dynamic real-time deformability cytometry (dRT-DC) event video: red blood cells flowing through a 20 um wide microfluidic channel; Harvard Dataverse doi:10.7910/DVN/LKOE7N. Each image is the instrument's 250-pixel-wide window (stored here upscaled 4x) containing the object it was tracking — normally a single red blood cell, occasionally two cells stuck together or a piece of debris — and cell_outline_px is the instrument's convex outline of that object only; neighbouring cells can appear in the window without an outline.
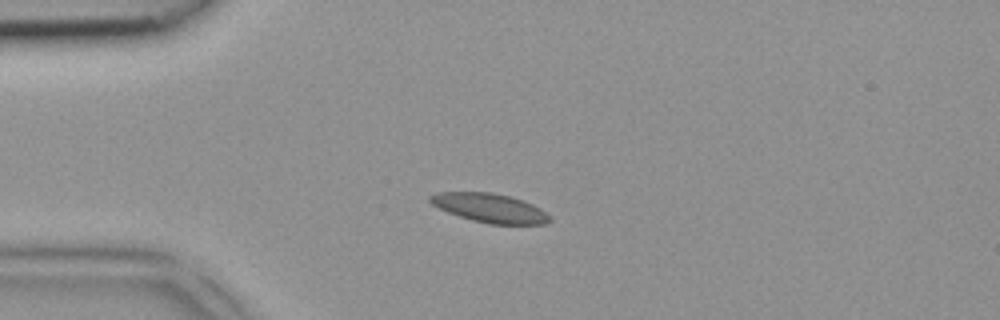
{"species": "common noctule bat (a hibernating species)", "species_latin": "Nyctalus noctula", "temperature_condition": "room temperature", "stored_images_in_passage": 3, "camera_frame_rate_fps": 3000, "um_per_image_px": 0.085, "animal": {"sex": "female", "body_mass_g": 18.4}, "frame": {"image": 1, "passage_image": 2, "time_ms": 0.333, "image_size_px": [1000, 320], "cell_outline_px": [[552, 220], [544, 224], [488, 224], [472, 220], [448, 212], [432, 204], [428, 200], [428, 196], [436, 192], [492, 192], [512, 196], [524, 200], [540, 208], [552, 216]], "centroid_in_image_um": [41.66, 17.67], "position_along_channel_um": 43.3, "area_um2": 20.4}}
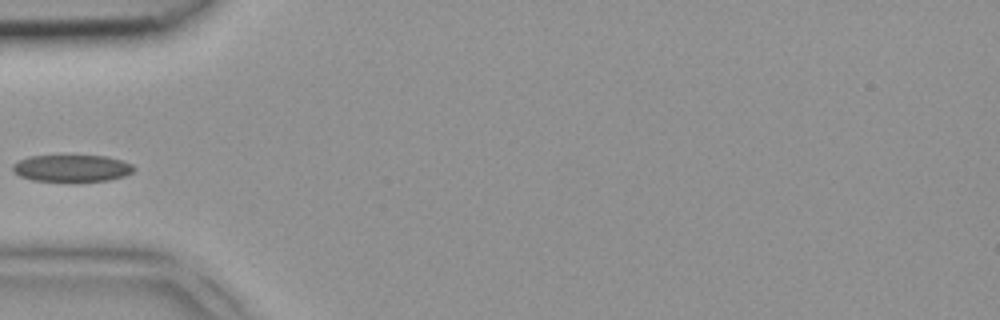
{"frame": {"image": 2, "passage_image": 3, "time_ms": 0.667, "image_size_px": [1000, 320], "cell_outline_px": [[136, 168], [132, 172], [124, 176], [108, 180], [32, 180], [20, 176], [12, 172], [12, 164], [28, 156], [108, 156], [124, 160], [132, 164]], "centroid_in_image_um": [6.12, 14.28], "position_along_channel_um": 78.9, "area_um2": 18.79}}